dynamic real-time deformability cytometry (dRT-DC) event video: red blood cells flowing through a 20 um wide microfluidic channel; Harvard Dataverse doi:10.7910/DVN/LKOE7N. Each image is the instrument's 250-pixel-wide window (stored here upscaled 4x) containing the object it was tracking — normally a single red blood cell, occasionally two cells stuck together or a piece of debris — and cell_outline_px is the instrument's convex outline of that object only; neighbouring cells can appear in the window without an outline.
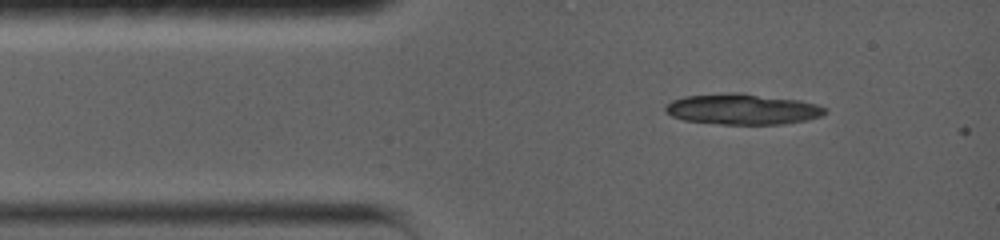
{"species": "common noctule bat (a hibernating species)", "species_latin": "Nyctalus noctula", "temperature_condition": "warm", "stored_images_in_passage": 6, "camera_frame_rate_fps": 5000, "um_per_image_px": 0.085, "animal": {"sex": "female", "body_mass_g": 19.0, "forearm_length_mm": 56.7}, "frame": {"image": 1, "passage_image": 5, "time_ms": 1.4, "image_size_px": [1000, 240], "cell_outline_px": [[828, 112], [820, 116], [808, 120], [784, 124], [720, 124], [684, 120], [672, 116], [664, 112], [664, 108], [672, 100], [684, 96], [728, 92], [740, 92], [800, 100], [816, 104], [828, 108]], "centroid_in_image_um": [63.13, 9.27], "position_along_channel_um": 21.9, "area_um2": 28.9}}